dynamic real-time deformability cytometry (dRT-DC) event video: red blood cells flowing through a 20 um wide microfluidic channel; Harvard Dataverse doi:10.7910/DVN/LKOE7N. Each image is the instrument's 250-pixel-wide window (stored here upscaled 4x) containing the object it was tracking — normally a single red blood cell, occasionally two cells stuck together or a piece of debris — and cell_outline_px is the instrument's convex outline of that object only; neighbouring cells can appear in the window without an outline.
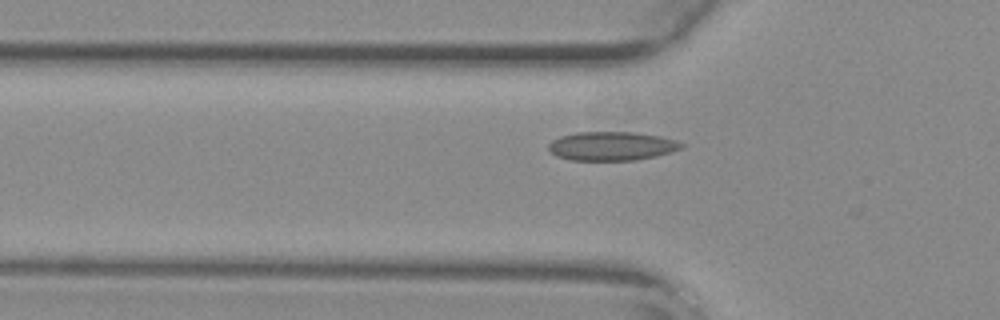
{"species": "common noctule bat (a hibernating species)", "species_latin": "Nyctalus noctula", "temperature_condition": "warm", "stored_images_in_passage": 10, "camera_frame_rate_fps": 3000, "um_per_image_px": 0.085, "animal": {"sex": "female", "body_mass_g": 29.2, "forearm_length_mm": 56.3}, "frame": {"image": 1, "passage_image": 6, "time_ms": 1.667, "image_size_px": [1000, 320], "cell_outline_px": [[684, 144], [680, 148], [656, 156], [636, 160], [572, 160], [556, 156], [548, 148], [548, 144], [552, 140], [560, 136], [576, 132], [632, 132], [660, 136], [676, 140]], "centroid_in_image_um": [51.96, 12.41], "position_along_channel_um": 73.8, "area_um2": 22.2}}
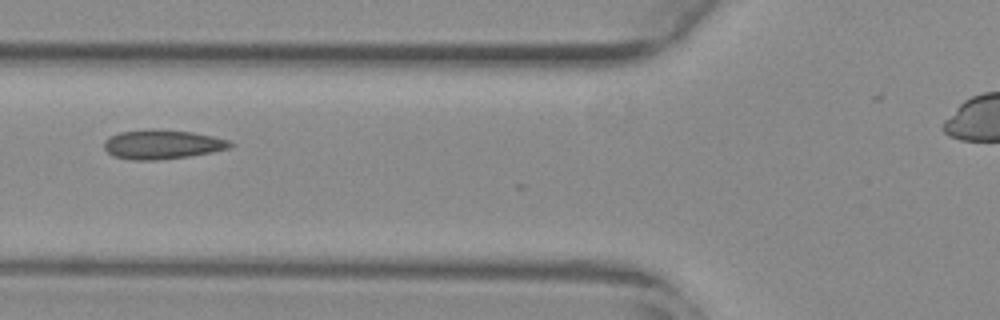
{"frame": {"image": 2, "passage_image": 9, "time_ms": 2.667, "image_size_px": [1000, 320], "cell_outline_px": [[236, 144], [232, 148], [212, 152], [188, 156], [156, 160], [132, 160], [112, 156], [104, 148], [104, 140], [108, 136], [120, 132], [192, 132], [232, 140]], "centroid_in_image_um": [13.85, 12.32], "position_along_channel_um": 112.0, "area_um2": 20.81}}